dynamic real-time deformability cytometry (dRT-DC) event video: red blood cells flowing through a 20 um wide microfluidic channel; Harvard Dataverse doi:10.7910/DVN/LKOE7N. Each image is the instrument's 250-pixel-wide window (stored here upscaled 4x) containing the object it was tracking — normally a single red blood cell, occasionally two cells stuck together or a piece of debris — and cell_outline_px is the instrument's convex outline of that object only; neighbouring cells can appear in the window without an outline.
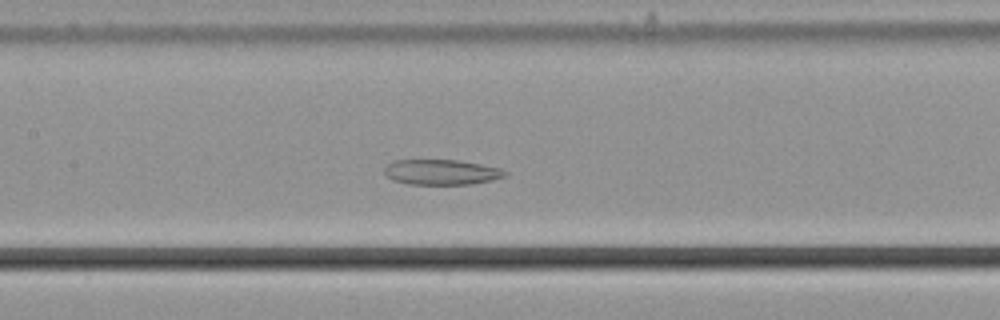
{"species": "common noctule bat (a hibernating species)", "species_latin": "Nyctalus noctula", "temperature_condition": "cold", "stored_images_in_passage": 43, "camera_frame_rate_fps": 3000, "um_per_image_px": 0.085, "animal": {"sex": "male", "body_mass_g": 21.5, "forearm_length_mm": 52.0}, "frame": {"image": 1, "passage_image": 13, "time_ms": 4.0, "image_size_px": [1000, 320], "cell_outline_px": [[508, 176], [492, 180], [472, 184], [408, 184], [392, 180], [384, 172], [384, 168], [392, 160], [456, 160], [480, 164], [500, 168], [508, 172]], "centroid_in_image_um": [37.53, 14.63], "position_along_channel_um": 169.9, "area_um2": 17.8}}
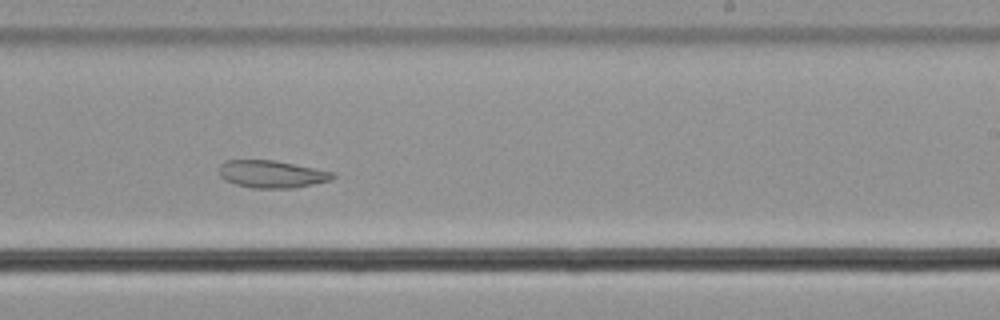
{"frame": {"image": 2, "passage_image": 21, "time_ms": 6.667, "image_size_px": [1000, 320], "cell_outline_px": [[336, 176], [332, 180], [292, 188], [252, 188], [236, 184], [224, 180], [220, 176], [220, 164], [224, 160], [272, 160], [336, 172]], "centroid_in_image_um": [23.11, 14.8], "position_along_channel_um": 265.9, "area_um2": 18.15}}
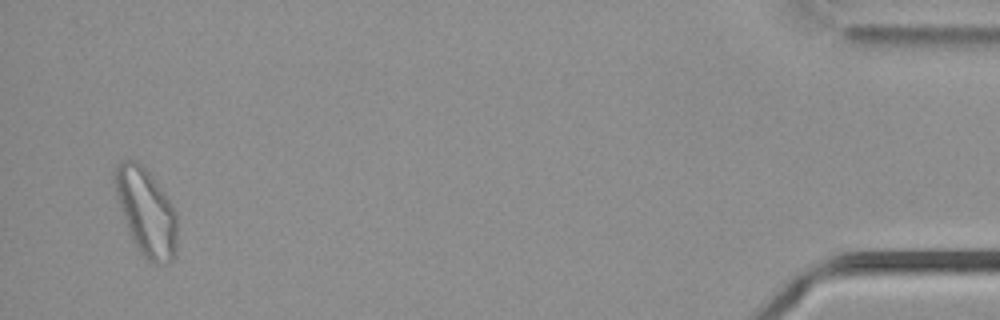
{"frame": {"image": 3, "passage_image": 41, "time_ms": 13.333, "image_size_px": [1000, 320], "cell_outline_px": [[176, 256], [172, 260], [164, 264], [152, 264], [140, 252], [132, 240], [116, 196], [112, 180], [112, 172], [116, 164], [124, 160], [136, 160], [144, 164], [164, 192], [172, 204], [176, 212]], "centroid_in_image_um": [12.41, 17.97], "position_along_channel_um": 422.8, "area_um2": 32.08}}